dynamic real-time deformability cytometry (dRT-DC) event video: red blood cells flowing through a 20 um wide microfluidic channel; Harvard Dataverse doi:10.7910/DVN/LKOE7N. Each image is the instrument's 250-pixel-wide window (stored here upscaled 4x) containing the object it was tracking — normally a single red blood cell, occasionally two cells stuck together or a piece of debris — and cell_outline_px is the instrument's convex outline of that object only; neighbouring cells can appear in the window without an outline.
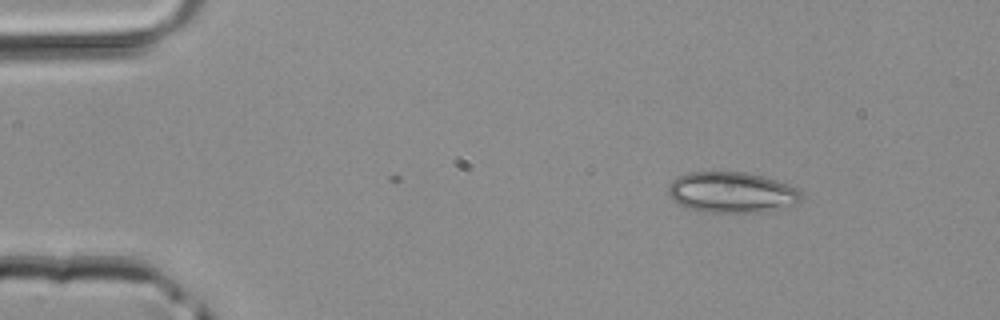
{"species": "common noctule bat (a hibernating species)", "species_latin": "Nyctalus noctula", "temperature_condition": "room temperature", "stored_images_in_passage": 3, "camera_frame_rate_fps": 3000, "um_per_image_px": 0.085, "animal": {"sex": "male", "body_mass_g": 20.4}, "frame": {"image": 1, "passage_image": 3, "time_ms": 0.667, "image_size_px": [1000, 320], "cell_outline_px": [[804, 196], [796, 204], [768, 212], [704, 212], [684, 208], [676, 204], [668, 196], [668, 188], [672, 180], [676, 176], [688, 172], [744, 172], [764, 176], [776, 180], [796, 188]], "centroid_in_image_um": [62.16, 16.36], "position_along_channel_um": 22.8, "area_um2": 32.08}}